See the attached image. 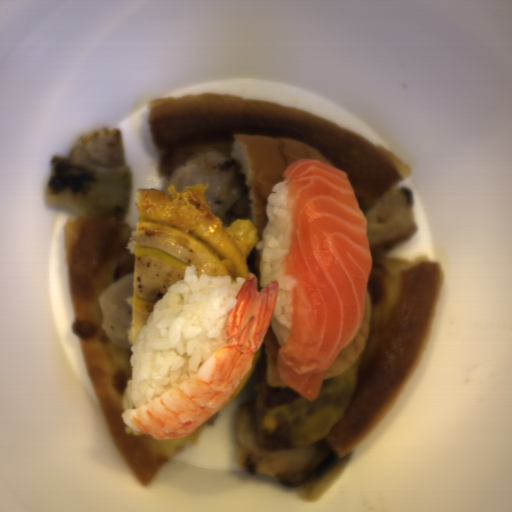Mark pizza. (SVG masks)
<instances>
[{
    "label": "pizza",
    "instance_id": "1",
    "mask_svg": "<svg viewBox=\"0 0 512 512\" xmlns=\"http://www.w3.org/2000/svg\"><path fill=\"white\" fill-rule=\"evenodd\" d=\"M151 135L165 191L178 166L194 153L221 148L231 159L240 198L219 218L253 224L246 176L234 156L235 136L275 137L309 144L347 173L366 214L396 189L412 169L405 159L330 120L269 100L229 94L182 95L147 103Z\"/></svg>",
    "mask_w": 512,
    "mask_h": 512
},
{
    "label": "pizza",
    "instance_id": "2",
    "mask_svg": "<svg viewBox=\"0 0 512 512\" xmlns=\"http://www.w3.org/2000/svg\"><path fill=\"white\" fill-rule=\"evenodd\" d=\"M76 338L87 375L104 419L130 469L141 484L155 481L163 466L212 425L238 398L252 372L259 351L234 392L223 406L192 434L179 439H155L126 433L121 400L127 380H132L130 348H121L103 330L98 298L123 275L134 271L136 224L123 218L111 221L79 216L63 226Z\"/></svg>",
    "mask_w": 512,
    "mask_h": 512
},
{
    "label": "pizza",
    "instance_id": "3",
    "mask_svg": "<svg viewBox=\"0 0 512 512\" xmlns=\"http://www.w3.org/2000/svg\"><path fill=\"white\" fill-rule=\"evenodd\" d=\"M443 272L440 261L386 256L372 260L370 315L351 403L321 439L334 455L370 438L401 395L432 331Z\"/></svg>",
    "mask_w": 512,
    "mask_h": 512
},
{
    "label": "pizza",
    "instance_id": "4",
    "mask_svg": "<svg viewBox=\"0 0 512 512\" xmlns=\"http://www.w3.org/2000/svg\"><path fill=\"white\" fill-rule=\"evenodd\" d=\"M260 259L261 253L255 247L249 251L245 259L246 276L257 278V293L261 291L260 285Z\"/></svg>",
    "mask_w": 512,
    "mask_h": 512
}]
</instances>
